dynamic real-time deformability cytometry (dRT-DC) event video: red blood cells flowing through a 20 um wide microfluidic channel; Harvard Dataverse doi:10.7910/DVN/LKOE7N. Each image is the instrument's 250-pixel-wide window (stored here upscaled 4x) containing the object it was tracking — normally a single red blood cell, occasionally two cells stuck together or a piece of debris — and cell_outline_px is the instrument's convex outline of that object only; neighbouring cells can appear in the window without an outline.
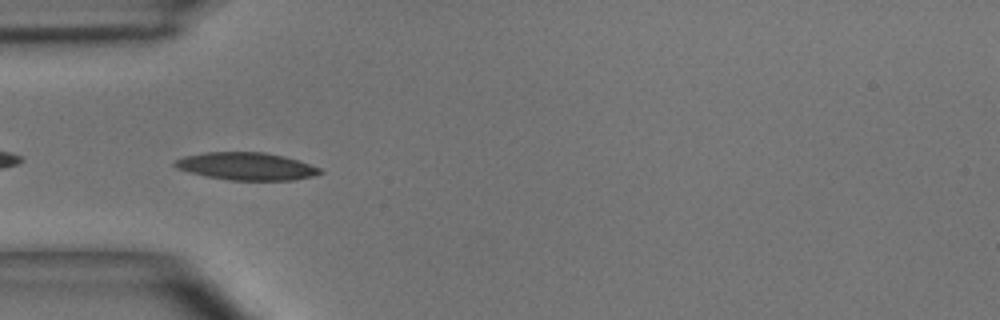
{"species": "common noctule bat (a hibernating species)", "species_latin": "Nyctalus noctula", "temperature_condition": "room temperature", "stored_images_in_passage": 8, "camera_frame_rate_fps": 3000, "um_per_image_px": 0.085, "animal": {"sex": "male", "body_mass_g": 15.6}, "frame": {"image": 1, "passage_image": 5, "time_ms": 1.333, "image_size_px": [1000, 320], "cell_outline_px": [[324, 172], [312, 176], [292, 180], [228, 180], [204, 176], [188, 172], [176, 168], [172, 164], [176, 160], [184, 156], [204, 152], [264, 152], [284, 156], [320, 168]], "centroid_in_image_um": [20.89, 14.13], "position_along_channel_um": 64.1, "area_um2": 23.29}}
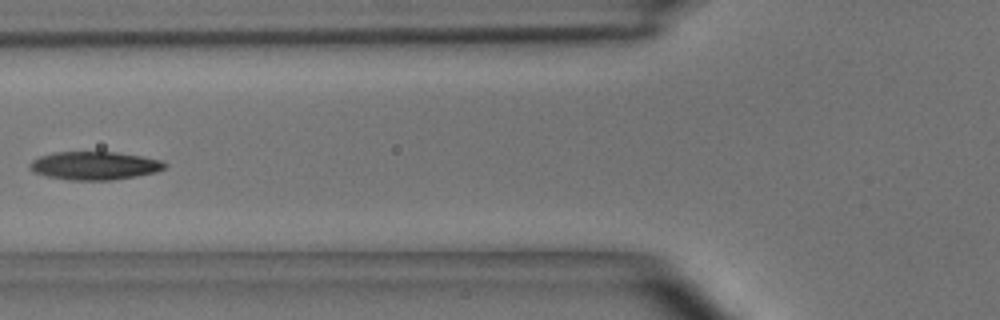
{"frame": {"image": 2, "passage_image": 6, "time_ms": 1.667, "image_size_px": [1000, 320], "cell_outline_px": [[168, 164], [164, 168], [156, 172], [136, 176], [112, 180], [72, 180], [48, 176], [32, 172], [28, 168], [28, 164], [32, 160], [40, 156], [56, 152], [116, 152], [140, 156], [160, 160]], "centroid_in_image_um": [8.01, 14.08], "position_along_channel_um": 117.8, "area_um2": 22.14}}